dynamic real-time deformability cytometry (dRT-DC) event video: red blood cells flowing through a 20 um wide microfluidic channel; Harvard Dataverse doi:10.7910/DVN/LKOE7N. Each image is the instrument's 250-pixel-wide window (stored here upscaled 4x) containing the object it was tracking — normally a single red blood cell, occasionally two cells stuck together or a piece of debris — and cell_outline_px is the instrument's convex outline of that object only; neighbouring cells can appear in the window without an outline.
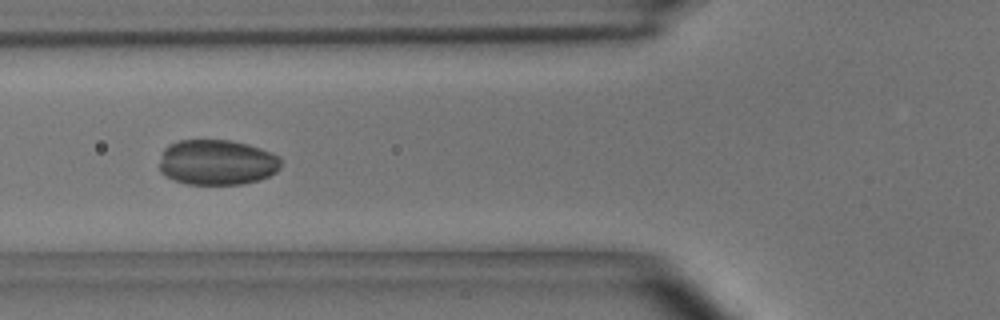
{"species": "common noctule bat (a hibernating species)", "species_latin": "Nyctalus noctula", "temperature_condition": "room temperature", "stored_images_in_passage": 34, "camera_frame_rate_fps": 3000, "um_per_image_px": 0.085, "animal": {"sex": "male", "body_mass_g": 15.6}, "frame": {"image": 1, "passage_image": 6, "time_ms": 1.667, "image_size_px": [1000, 320], "cell_outline_px": [[280, 168], [276, 172], [260, 180], [244, 184], [188, 184], [172, 180], [164, 176], [160, 172], [160, 160], [164, 148], [168, 144], [180, 140], [232, 140], [248, 144], [260, 148], [280, 156]], "centroid_in_image_um": [18.43, 13.8], "position_along_channel_um": 107.4, "area_um2": 32.48}}